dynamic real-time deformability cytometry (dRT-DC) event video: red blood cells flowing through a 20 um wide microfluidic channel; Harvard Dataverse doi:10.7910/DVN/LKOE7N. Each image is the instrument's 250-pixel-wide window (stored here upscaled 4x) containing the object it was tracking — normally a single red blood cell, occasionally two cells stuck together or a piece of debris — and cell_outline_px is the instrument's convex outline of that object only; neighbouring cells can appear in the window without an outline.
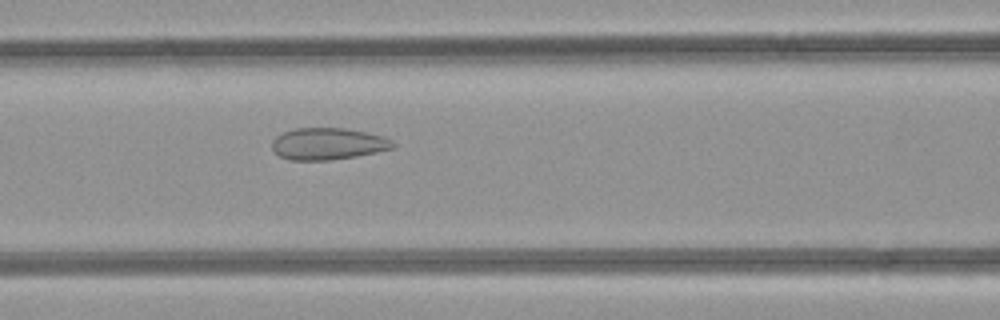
{"species": "common noctule bat (a hibernating species)", "species_latin": "Nyctalus noctula", "temperature_condition": "room temperature", "stored_images_in_passage": 37, "camera_frame_rate_fps": 3000, "um_per_image_px": 0.085, "animal": {"sex": "female", "body_mass_g": 21.9}, "frame": {"image": 1, "passage_image": 15, "time_ms": 4.667, "image_size_px": [1000, 320], "cell_outline_px": [[396, 144], [392, 148], [376, 152], [356, 156], [332, 160], [288, 160], [280, 156], [272, 148], [272, 140], [276, 136], [284, 132], [296, 128], [344, 128], [368, 132], [384, 136], [392, 140]], "centroid_in_image_um": [27.89, 12.22], "position_along_channel_um": 138.7, "area_um2": 22.48}}
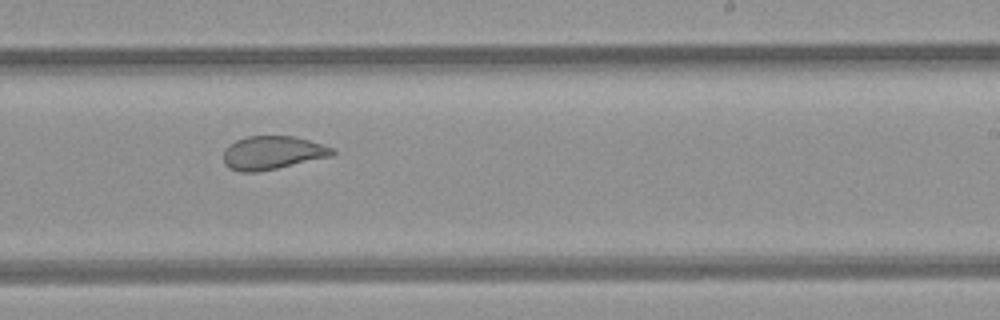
{"frame": {"image": 2, "passage_image": 24, "time_ms": 7.667, "image_size_px": [1000, 320], "cell_outline_px": [[336, 152], [332, 156], [276, 168], [256, 172], [240, 172], [228, 168], [224, 164], [224, 148], [228, 144], [236, 140], [248, 136], [296, 136], [336, 148]], "centroid_in_image_um": [23.16, 12.97], "position_along_channel_um": 265.8, "area_um2": 21.39}}
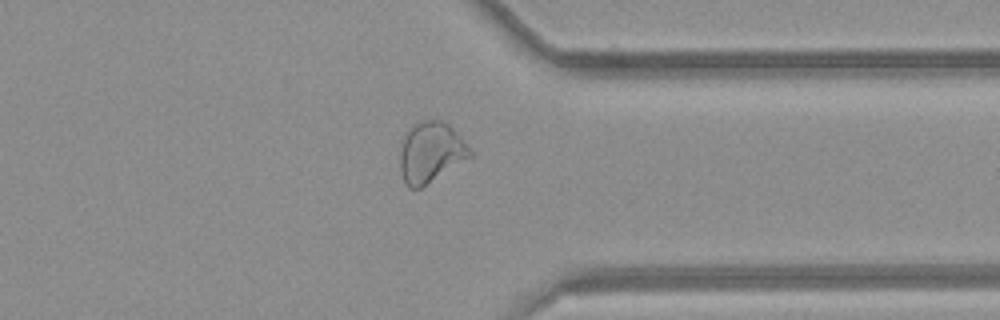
{"frame": {"image": 3, "passage_image": 32, "time_ms": 10.333, "image_size_px": [1000, 320], "cell_outline_px": [[472, 156], [420, 188], [408, 188], [404, 184], [400, 172], [400, 148], [404, 136], [412, 124], [420, 120], [440, 120], [448, 124], [460, 136], [472, 152]], "centroid_in_image_um": [36.57, 12.94], "position_along_channel_um": 374.8, "area_um2": 24.62}, "authors_computed_cell_mechanics": {"area_um2": 22.4842, "velocity_mm_per_s": 4.2403, "shape_relaxation_time_tau1_ms": null, "shape_relaxation_time_tau2_ms": 0.9442, "deformation_change_tau1": null, "deformation_change_tau2": 0.0693}}